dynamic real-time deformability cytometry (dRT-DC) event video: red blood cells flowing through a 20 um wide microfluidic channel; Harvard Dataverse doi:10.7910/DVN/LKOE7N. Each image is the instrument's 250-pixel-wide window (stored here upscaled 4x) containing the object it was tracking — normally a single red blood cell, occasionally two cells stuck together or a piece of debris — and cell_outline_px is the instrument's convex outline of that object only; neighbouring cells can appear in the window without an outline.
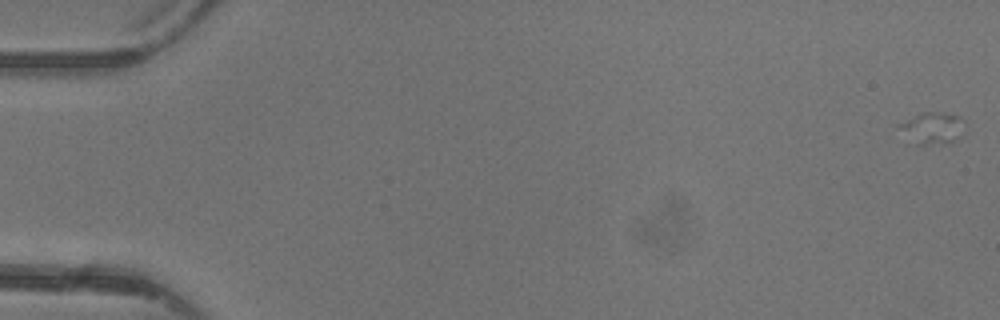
{"species": "common noctule bat (a hibernating species)", "species_latin": "Nyctalus noctula", "temperature_condition": "warm", "stored_images_in_passage": 7, "camera_frame_rate_fps": 3000, "um_per_image_px": 0.085, "animal": {"sex": "female"}, "frame": {"image": 1, "passage_image": 1, "time_ms": 0.0, "image_size_px": [1000, 320], "cell_outline_px": [[964, 120], [960, 136], [952, 144], [916, 144], [896, 128], [896, 124], [924, 112], [936, 112], [960, 116]], "centroid_in_image_um": [79.24, 10.9], "position_along_channel_um": 5.8, "area_um2": 12.14}}
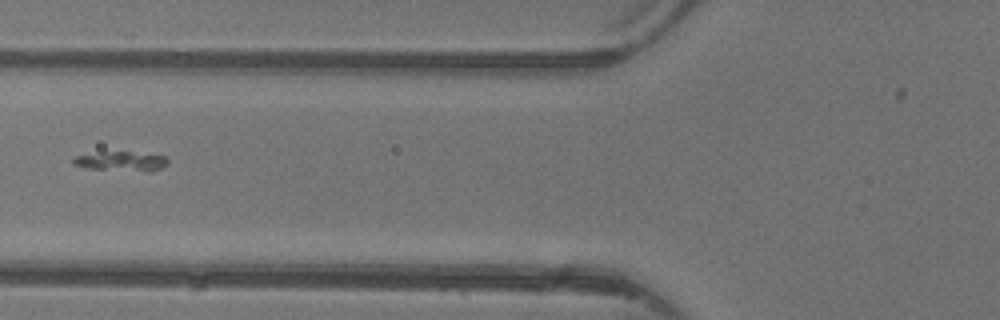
{"frame": {"image": 2, "passage_image": 6, "time_ms": 6.333, "image_size_px": [1000, 320], "cell_outline_px": [[168, 164], [152, 172], [148, 172], [88, 168], [72, 164], [72, 160], [76, 156], [104, 152], [128, 152], [164, 156], [168, 160]], "centroid_in_image_um": [10.33, 13.73], "position_along_channel_um": 115.5, "area_um2": 10.58}}
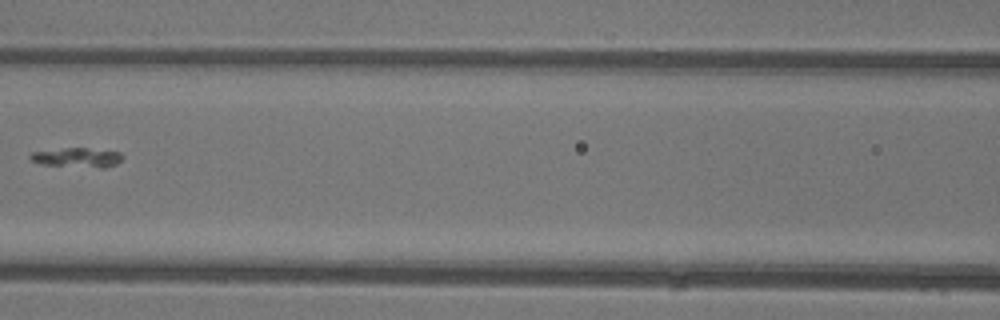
{"frame": {"image": 3, "passage_image": 7, "time_ms": 7.333, "image_size_px": [1000, 320], "cell_outline_px": [[124, 156], [116, 164], [104, 168], [100, 168], [44, 164], [32, 160], [28, 156], [32, 152], [64, 148], [88, 148], [120, 152]], "centroid_in_image_um": [6.6, 13.38], "position_along_channel_um": 160.0, "area_um2": 10.35}}